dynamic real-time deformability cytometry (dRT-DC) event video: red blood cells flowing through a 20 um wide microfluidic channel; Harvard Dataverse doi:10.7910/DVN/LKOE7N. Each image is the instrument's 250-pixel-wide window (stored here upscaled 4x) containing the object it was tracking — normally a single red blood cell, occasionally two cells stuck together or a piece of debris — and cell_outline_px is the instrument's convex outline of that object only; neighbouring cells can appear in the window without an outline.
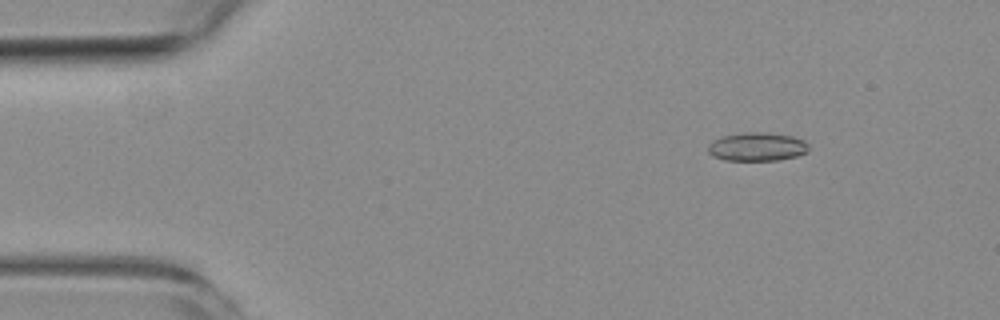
{"species": "common noctule bat (a hibernating species)", "species_latin": "Nyctalus noctula", "temperature_condition": "room temperature", "stored_images_in_passage": 5, "camera_frame_rate_fps": 3000, "um_per_image_px": 0.085, "animal": {"sex": "female", "body_mass_g": 19.3, "forearm_length_mm": 54.1}, "frame": {"image": 1, "passage_image": 1, "time_ms": 0.0, "image_size_px": [1000, 320], "cell_outline_px": [[808, 152], [796, 156], [780, 160], [724, 160], [712, 156], [708, 152], [708, 144], [712, 140], [724, 136], [748, 132], [764, 132], [792, 136], [804, 140], [808, 144]], "centroid_in_image_um": [64.35, 12.48], "position_along_channel_um": 20.7, "area_um2": 16.76}}
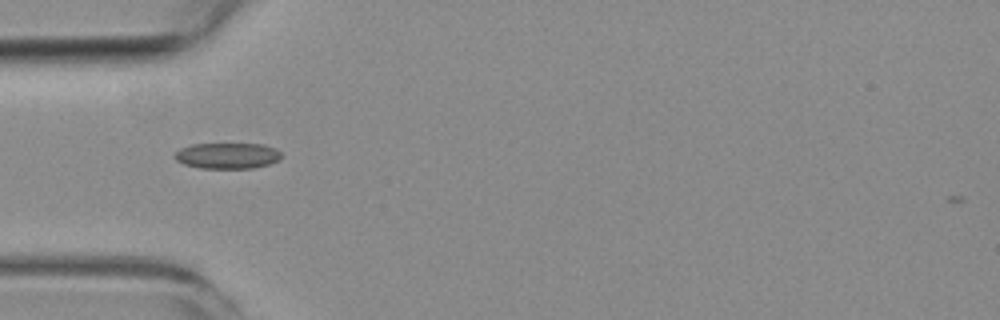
{"frame": {"image": 2, "passage_image": 4, "time_ms": 3.333, "image_size_px": [1000, 320], "cell_outline_px": [[280, 160], [268, 164], [252, 168], [200, 168], [184, 164], [176, 160], [172, 156], [180, 148], [192, 144], [264, 144], [276, 148], [280, 152]], "centroid_in_image_um": [19.31, 13.23], "position_along_channel_um": 65.7, "area_um2": 16.13}}
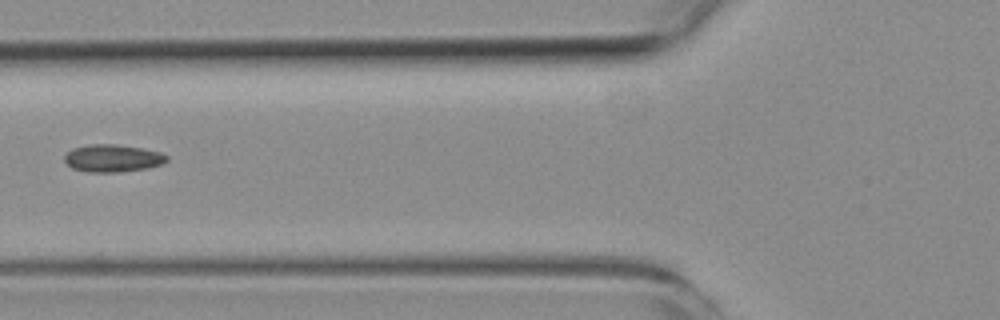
{"frame": {"image": 3, "passage_image": 5, "time_ms": 4.667, "image_size_px": [1000, 320], "cell_outline_px": [[168, 160], [164, 164], [148, 168], [120, 172], [88, 172], [72, 168], [64, 160], [64, 156], [72, 148], [92, 144], [116, 144], [140, 148], [160, 152], [168, 156]], "centroid_in_image_um": [9.6, 13.45], "position_along_channel_um": 116.2, "area_um2": 16.42}}